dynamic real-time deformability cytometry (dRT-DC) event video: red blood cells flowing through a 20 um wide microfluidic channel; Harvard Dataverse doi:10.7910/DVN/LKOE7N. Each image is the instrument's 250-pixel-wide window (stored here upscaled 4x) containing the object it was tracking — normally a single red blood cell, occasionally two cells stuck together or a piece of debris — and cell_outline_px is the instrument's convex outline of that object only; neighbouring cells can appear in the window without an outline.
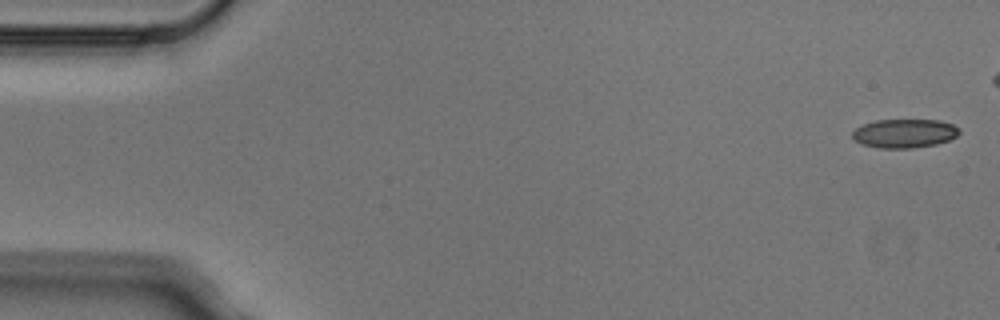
{"species": "Egyptian fruit bat (a non-hibernating species)", "species_latin": "Rousettus aegyptiacus", "temperature_condition": "cold", "stored_images_in_passage": 5, "camera_frame_rate_fps": 3000, "um_per_image_px": 0.085, "animal": {"sex": "male"}, "frame": {"image": 1, "passage_image": 1, "time_ms": 0.0, "image_size_px": [1000, 320], "cell_outline_px": [[960, 132], [956, 136], [948, 140], [936, 144], [912, 148], [880, 148], [860, 144], [852, 136], [852, 132], [856, 128], [864, 124], [876, 120], [940, 120], [952, 124], [960, 128]], "centroid_in_image_um": [76.88, 11.33], "position_along_channel_um": 8.1, "area_um2": 17.92}}